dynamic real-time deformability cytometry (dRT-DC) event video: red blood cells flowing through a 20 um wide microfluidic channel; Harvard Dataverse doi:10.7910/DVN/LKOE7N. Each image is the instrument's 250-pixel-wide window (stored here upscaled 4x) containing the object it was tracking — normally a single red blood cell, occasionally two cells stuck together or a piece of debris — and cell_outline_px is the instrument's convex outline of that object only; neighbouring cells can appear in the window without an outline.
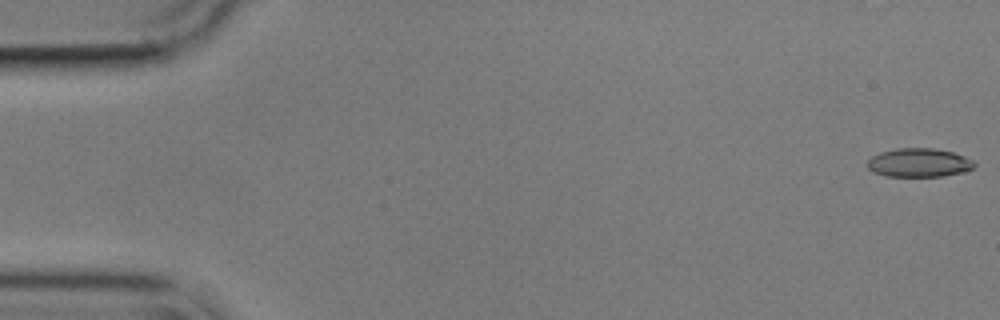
{"species": "common noctule bat (a hibernating species)", "species_latin": "Nyctalus noctula", "temperature_condition": "cold", "stored_images_in_passage": 17, "camera_frame_rate_fps": 3000, "um_per_image_px": 0.085, "animal": {"sex": "male", "body_mass_g": 17.9}, "frame": {"image": 1, "passage_image": 1, "time_ms": 0.0, "image_size_px": [1000, 320], "cell_outline_px": [[976, 164], [972, 168], [964, 172], [944, 176], [884, 176], [872, 172], [868, 168], [868, 160], [872, 156], [880, 152], [896, 148], [932, 148], [952, 152], [964, 156], [972, 160]], "centroid_in_image_um": [78.09, 13.83], "position_along_channel_um": 6.9, "area_um2": 17.92}}
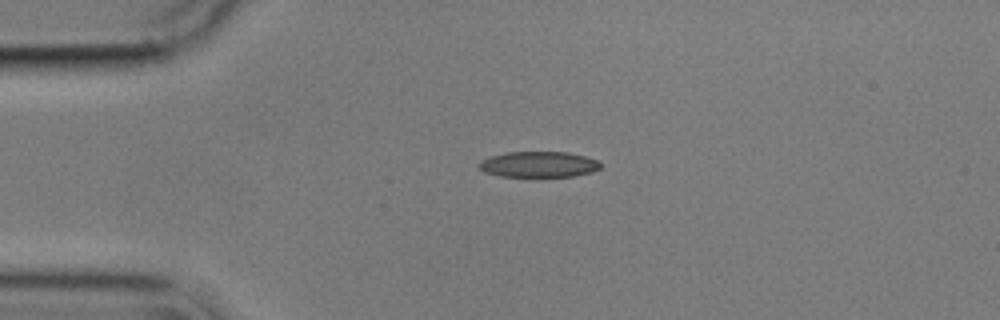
{"frame": {"image": 2, "passage_image": 13, "time_ms": 4.0, "image_size_px": [1000, 320], "cell_outline_px": [[600, 168], [592, 172], [572, 176], [500, 176], [484, 172], [476, 168], [476, 164], [480, 160], [492, 156], [508, 152], [568, 152], [584, 156], [596, 160], [600, 164]], "centroid_in_image_um": [45.72, 13.97], "position_along_channel_um": 39.3, "area_um2": 18.21}}